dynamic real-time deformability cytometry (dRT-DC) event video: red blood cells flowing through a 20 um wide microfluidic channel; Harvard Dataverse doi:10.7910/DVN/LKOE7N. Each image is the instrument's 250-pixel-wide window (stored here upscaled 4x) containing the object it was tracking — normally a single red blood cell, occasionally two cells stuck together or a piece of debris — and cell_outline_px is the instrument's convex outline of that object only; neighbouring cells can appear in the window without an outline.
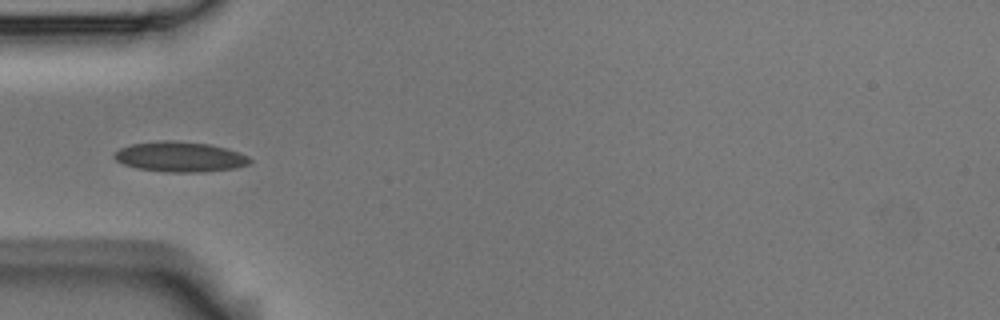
{"species": "Egyptian fruit bat (a non-hibernating species)", "species_latin": "Rousettus aegyptiacus", "temperature_condition": "room temperature", "stored_images_in_passage": 2, "camera_frame_rate_fps": 3000, "um_per_image_px": 0.085, "animal": {"sex": "male"}, "frame": {"image": 1, "passage_image": 2, "time_ms": 0.333, "image_size_px": [1000, 320], "cell_outline_px": [[252, 164], [232, 168], [200, 172], [164, 172], [136, 168], [124, 164], [116, 160], [112, 156], [120, 148], [132, 144], [160, 140], [176, 140], [208, 144], [224, 148], [248, 156], [252, 160]], "centroid_in_image_um": [15.27, 13.33], "position_along_channel_um": 69.7, "area_um2": 23.76}}